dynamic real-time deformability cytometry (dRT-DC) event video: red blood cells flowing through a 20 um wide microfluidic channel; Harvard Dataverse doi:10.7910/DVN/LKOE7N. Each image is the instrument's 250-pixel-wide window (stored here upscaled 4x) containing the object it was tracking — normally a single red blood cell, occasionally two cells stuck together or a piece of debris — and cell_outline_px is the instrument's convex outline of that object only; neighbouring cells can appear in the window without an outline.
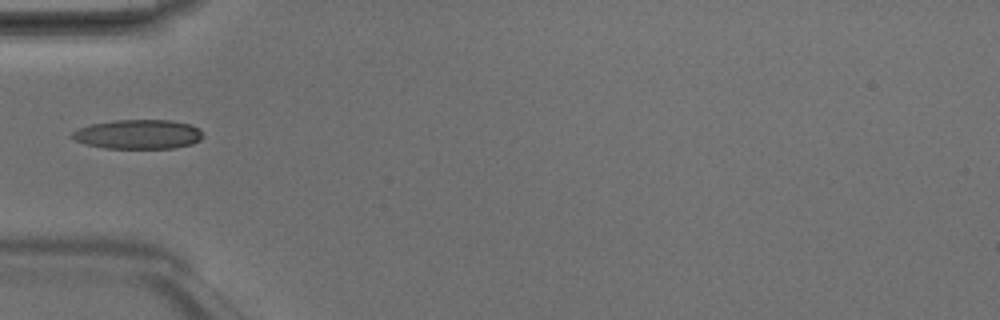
{"species": "Egyptian fruit bat (a non-hibernating species)", "species_latin": "Rousettus aegyptiacus", "temperature_condition": "room temperature", "stored_images_in_passage": 2, "camera_frame_rate_fps": 3000, "um_per_image_px": 0.085, "animal": {"sex": "male"}, "frame": {"image": 1, "passage_image": 1, "time_ms": 0.0, "image_size_px": [1000, 320], "cell_outline_px": [[204, 136], [200, 140], [192, 144], [172, 148], [104, 148], [84, 144], [76, 140], [72, 136], [72, 132], [76, 128], [92, 124], [112, 120], [172, 120], [192, 124], [200, 128]], "centroid_in_image_um": [11.77, 11.4], "position_along_channel_um": 73.2, "area_um2": 22.6}}